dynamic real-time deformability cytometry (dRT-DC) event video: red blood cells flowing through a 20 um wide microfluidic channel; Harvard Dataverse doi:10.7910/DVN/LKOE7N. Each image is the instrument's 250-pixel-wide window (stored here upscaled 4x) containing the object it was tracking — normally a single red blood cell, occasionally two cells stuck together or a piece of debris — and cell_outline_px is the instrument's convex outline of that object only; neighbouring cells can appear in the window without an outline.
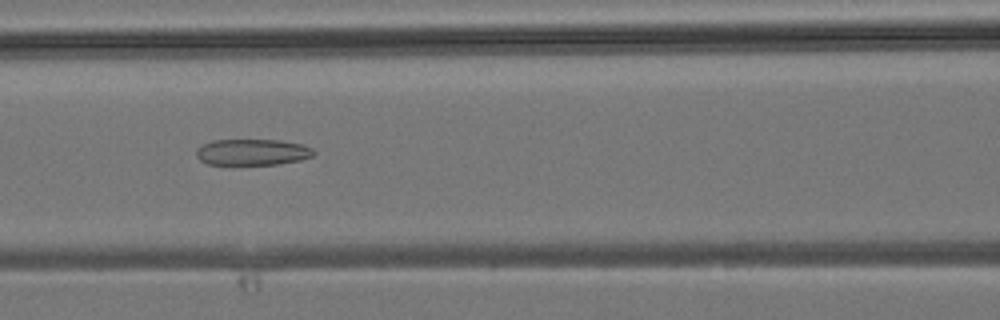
{"species": "common noctule bat (a hibernating species)", "species_latin": "Nyctalus noctula", "temperature_condition": "room temperature", "stored_images_in_passage": 45, "camera_frame_rate_fps": 3000, "um_per_image_px": 0.085, "animal": {"sex": "male", "body_mass_g": 19.2, "forearm_length_mm": 51.8}, "frame": {"image": 1, "passage_image": 19, "time_ms": 6.0, "image_size_px": [1000, 320], "cell_outline_px": [[316, 152], [312, 156], [300, 160], [276, 164], [208, 164], [200, 160], [196, 156], [196, 148], [212, 140], [280, 140], [300, 144], [312, 148]], "centroid_in_image_um": [21.44, 12.92], "position_along_channel_um": 145.2, "area_um2": 17.8}}
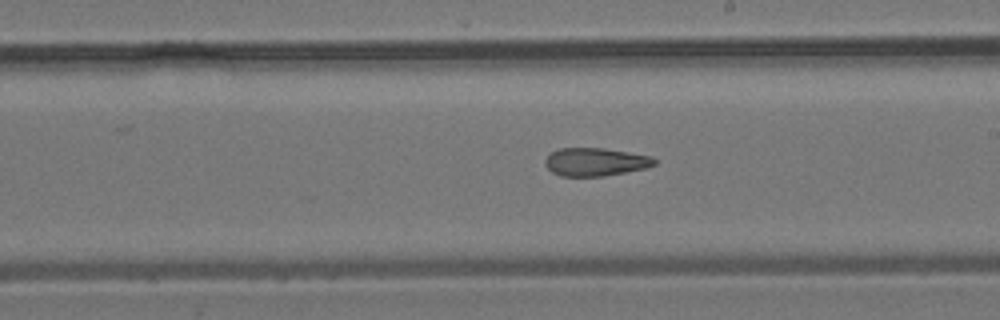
{"frame": {"image": 2, "passage_image": 25, "time_ms": 8.0, "image_size_px": [1000, 320], "cell_outline_px": [[656, 164], [648, 168], [604, 176], [560, 176], [552, 172], [544, 164], [544, 160], [552, 152], [560, 148], [604, 148], [652, 156], [656, 160]], "centroid_in_image_um": [50.63, 13.76], "position_along_channel_um": 238.4, "area_um2": 17.98}}
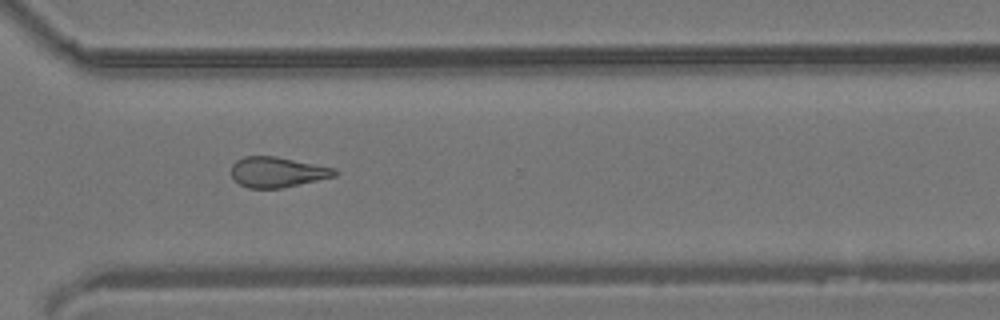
{"frame": {"image": 3, "passage_image": 32, "time_ms": 10.333, "image_size_px": [1000, 320], "cell_outline_px": [[340, 172], [336, 176], [280, 188], [248, 188], [240, 184], [232, 176], [232, 164], [236, 160], [244, 156], [276, 156], [336, 168]], "centroid_in_image_um": [23.6, 14.61], "position_along_channel_um": 347.0, "area_um2": 18.26}}